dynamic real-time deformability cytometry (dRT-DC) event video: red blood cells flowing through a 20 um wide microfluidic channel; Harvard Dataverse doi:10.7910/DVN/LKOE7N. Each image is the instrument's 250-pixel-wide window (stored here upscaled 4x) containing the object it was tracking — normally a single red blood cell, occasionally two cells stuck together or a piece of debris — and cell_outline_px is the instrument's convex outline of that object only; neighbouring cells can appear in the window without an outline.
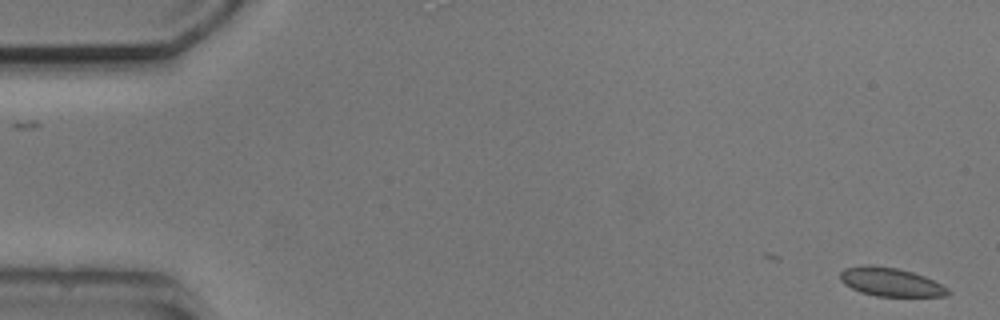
{"species": "common noctule bat (a hibernating species)", "species_latin": "Nyctalus noctula", "temperature_condition": "cold", "stored_images_in_passage": 4, "camera_frame_rate_fps": 3000, "um_per_image_px": 0.085, "animal": {"sex": "male", "body_mass_g": 20.5, "forearm_length_mm": 52.5}, "frame": {"image": 1, "passage_image": 1, "time_ms": 0.0, "image_size_px": [1000, 320], "cell_outline_px": [[952, 292], [948, 296], [876, 296], [860, 292], [844, 284], [840, 280], [840, 272], [844, 268], [864, 264], [872, 264], [896, 268], [912, 272], [924, 276], [948, 288]], "centroid_in_image_um": [75.68, 23.96], "position_along_channel_um": 9.3, "area_um2": 18.03}}
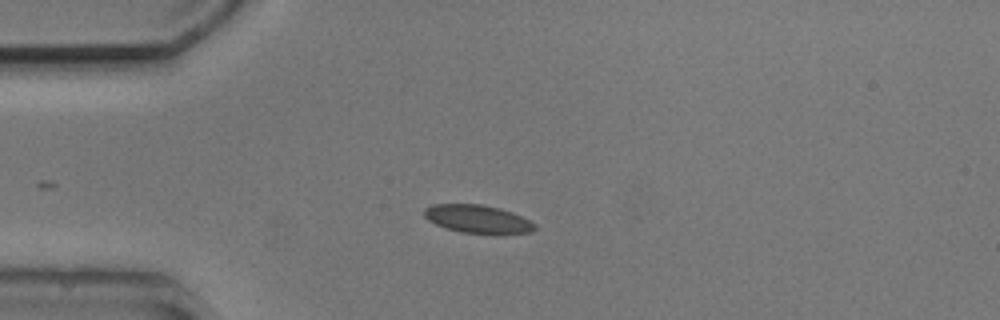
{"frame": {"image": 2, "passage_image": 4, "time_ms": 4.0, "image_size_px": [1000, 320], "cell_outline_px": [[536, 228], [532, 232], [460, 232], [444, 228], [428, 220], [424, 216], [424, 208], [432, 204], [480, 204], [500, 208], [512, 212], [536, 224]], "centroid_in_image_um": [40.54, 18.58], "position_along_channel_um": 44.5, "area_um2": 17.69}}